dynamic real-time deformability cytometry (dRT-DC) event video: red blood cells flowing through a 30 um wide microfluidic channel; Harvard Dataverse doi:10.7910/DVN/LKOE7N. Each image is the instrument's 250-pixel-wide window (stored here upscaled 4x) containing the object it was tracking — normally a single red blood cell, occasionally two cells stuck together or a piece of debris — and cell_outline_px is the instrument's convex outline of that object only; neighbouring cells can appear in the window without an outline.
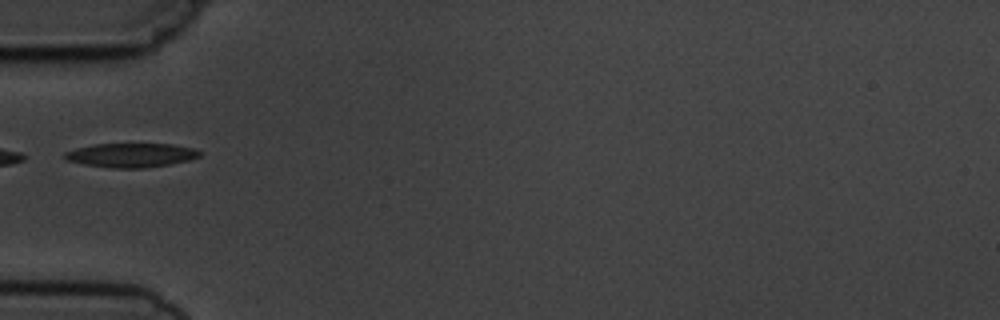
{"species": "common noctule bat (a hibernating species)", "species_latin": "Nyctalus noctula", "temperature_condition": "cold", "stored_images_in_passage": 1, "camera_frame_rate_fps": 3000, "um_per_image_px": 0.085, "animal": {"sex": "male", "body_mass_g": 19.5, "forearm_length_mm": 54.6}, "frame": {"image": 1, "passage_image": 1, "time_ms": 0.0, "image_size_px": [1000, 320], "cell_outline_px": [[204, 152], [200, 156], [188, 160], [168, 164], [144, 168], [112, 168], [84, 164], [64, 160], [64, 152], [76, 148], [92, 144], [172, 144], [192, 148]], "centroid_in_image_um": [11.12, 13.19], "position_along_channel_um": 73.9, "area_um2": 18.96}}